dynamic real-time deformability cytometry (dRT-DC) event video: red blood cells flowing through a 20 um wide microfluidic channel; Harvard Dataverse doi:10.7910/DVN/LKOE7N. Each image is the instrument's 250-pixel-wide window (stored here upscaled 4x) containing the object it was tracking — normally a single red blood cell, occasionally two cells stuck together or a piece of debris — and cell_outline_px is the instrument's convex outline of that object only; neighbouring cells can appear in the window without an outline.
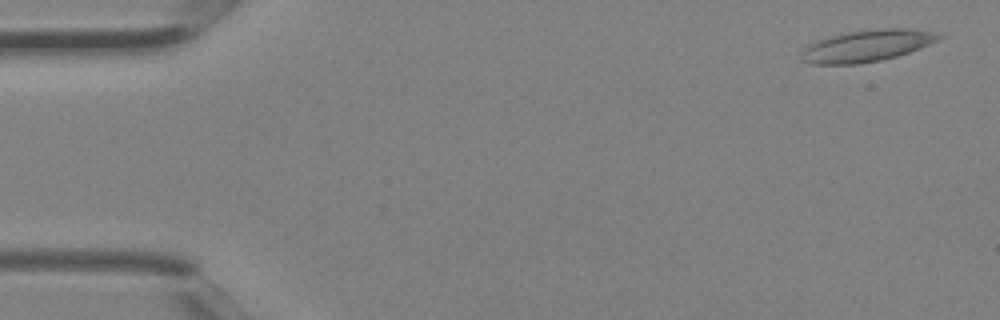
{"species": "Egyptian fruit bat (a non-hibernating species)", "species_latin": "Rousettus aegyptiacus", "temperature_condition": "room temperature", "stored_images_in_passage": 4, "segment_of_instrument_passage": [2, 2], "camera_frame_rate_fps": 3000, "um_per_image_px": 0.085, "animal": {"sex": "female"}, "frame": {"image": 1, "passage_image": 4, "time_ms": 1.0, "image_size_px": [1000, 320], "cell_outline_px": [[944, 36], [920, 48], [896, 56], [880, 60], [856, 64], [808, 64], [800, 60], [800, 52], [808, 44], [832, 36], [848, 32], [888, 28], [908, 28], [936, 32]], "centroid_in_image_um": [73.64, 3.9], "position_along_channel_um": 11.4, "area_um2": 25.14}}